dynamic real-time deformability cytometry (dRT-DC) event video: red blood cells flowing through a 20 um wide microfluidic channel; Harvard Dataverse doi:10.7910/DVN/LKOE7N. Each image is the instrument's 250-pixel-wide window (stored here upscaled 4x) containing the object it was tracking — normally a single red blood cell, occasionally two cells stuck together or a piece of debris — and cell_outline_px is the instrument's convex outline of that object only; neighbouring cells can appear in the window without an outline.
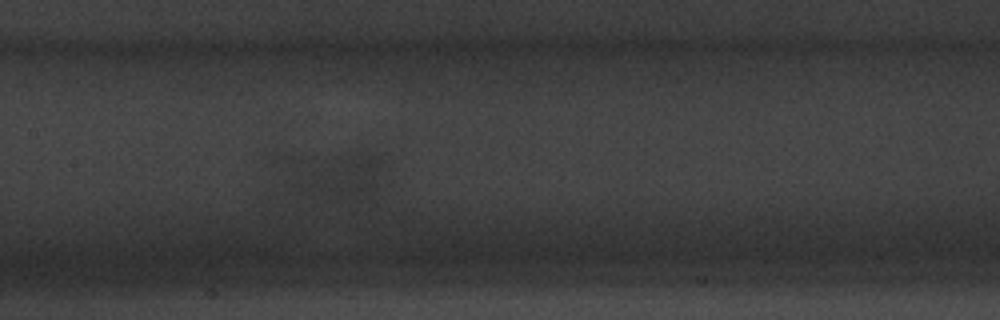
{"species": "common noctule bat (a hibernating species)", "species_latin": "Nyctalus noctula", "temperature_condition": "warm", "stored_images_in_passage": 19, "camera_frame_rate_fps": 3000, "um_per_image_px": 0.085, "animal": {"sex": "male", "body_mass_g": 20.1, "forearm_length_mm": 53.5}, "frame": {"image": 1, "passage_image": 9, "time_ms": 2.667, "image_size_px": [1000, 320], "cell_outline_px": [[392, 180], [384, 188], [372, 196], [360, 200], [352, 200], [304, 196], [272, 188], [272, 184], [308, 168], [340, 156], [360, 152], [376, 156], [388, 164]], "centroid_in_image_um": [28.92, 15.16], "position_along_channel_um": 178.5, "area_um2": 26.93}}
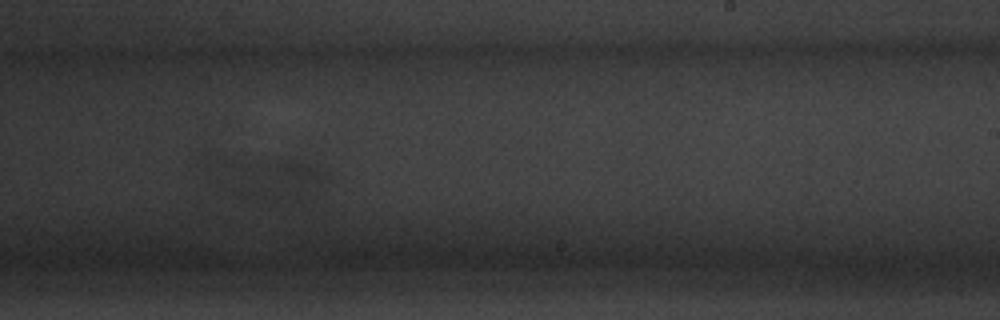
{"frame": {"image": 2, "passage_image": 16, "time_ms": 5.0, "image_size_px": [1000, 320], "cell_outline_px": [[324, 180], [320, 184], [296, 200], [248, 200], [236, 196], [208, 184], [276, 160], [292, 160], [308, 164], [324, 172]], "centroid_in_image_um": [23.21, 15.42], "position_along_channel_um": 265.8, "area_um2": 22.37}}